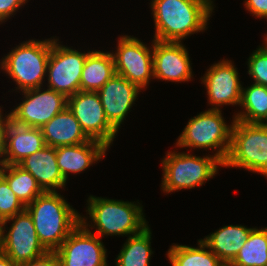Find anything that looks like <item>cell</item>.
Wrapping results in <instances>:
<instances>
[{
  "mask_svg": "<svg viewBox=\"0 0 267 266\" xmlns=\"http://www.w3.org/2000/svg\"><path fill=\"white\" fill-rule=\"evenodd\" d=\"M155 40L181 42L205 31L214 4L197 0H152Z\"/></svg>",
  "mask_w": 267,
  "mask_h": 266,
  "instance_id": "1",
  "label": "cell"
},
{
  "mask_svg": "<svg viewBox=\"0 0 267 266\" xmlns=\"http://www.w3.org/2000/svg\"><path fill=\"white\" fill-rule=\"evenodd\" d=\"M25 209L47 251H56L81 223V215L58 192H44Z\"/></svg>",
  "mask_w": 267,
  "mask_h": 266,
  "instance_id": "2",
  "label": "cell"
},
{
  "mask_svg": "<svg viewBox=\"0 0 267 266\" xmlns=\"http://www.w3.org/2000/svg\"><path fill=\"white\" fill-rule=\"evenodd\" d=\"M87 218L81 216V224L91 233L99 236H133L148 227L143 207L139 202L107 199L90 195L87 200ZM94 224H93V223ZM91 226V227H90ZM97 229L96 233L89 228Z\"/></svg>",
  "mask_w": 267,
  "mask_h": 266,
  "instance_id": "3",
  "label": "cell"
},
{
  "mask_svg": "<svg viewBox=\"0 0 267 266\" xmlns=\"http://www.w3.org/2000/svg\"><path fill=\"white\" fill-rule=\"evenodd\" d=\"M52 44V38L31 39L20 43L2 57L0 68L16 82L15 90L43 88Z\"/></svg>",
  "mask_w": 267,
  "mask_h": 266,
  "instance_id": "4",
  "label": "cell"
},
{
  "mask_svg": "<svg viewBox=\"0 0 267 266\" xmlns=\"http://www.w3.org/2000/svg\"><path fill=\"white\" fill-rule=\"evenodd\" d=\"M162 160V191L171 193L202 186L217 174L223 163L214 155L204 157L190 153L170 151Z\"/></svg>",
  "mask_w": 267,
  "mask_h": 266,
  "instance_id": "5",
  "label": "cell"
},
{
  "mask_svg": "<svg viewBox=\"0 0 267 266\" xmlns=\"http://www.w3.org/2000/svg\"><path fill=\"white\" fill-rule=\"evenodd\" d=\"M221 109H208L188 121L175 144L179 148L207 149L215 151L214 156L225 162L231 145L234 117L228 125Z\"/></svg>",
  "mask_w": 267,
  "mask_h": 266,
  "instance_id": "6",
  "label": "cell"
},
{
  "mask_svg": "<svg viewBox=\"0 0 267 266\" xmlns=\"http://www.w3.org/2000/svg\"><path fill=\"white\" fill-rule=\"evenodd\" d=\"M267 160V124L234 120L231 145L224 167L256 173Z\"/></svg>",
  "mask_w": 267,
  "mask_h": 266,
  "instance_id": "7",
  "label": "cell"
},
{
  "mask_svg": "<svg viewBox=\"0 0 267 266\" xmlns=\"http://www.w3.org/2000/svg\"><path fill=\"white\" fill-rule=\"evenodd\" d=\"M9 221L13 223L8 230L5 226ZM0 251L18 264L47 252L38 239L33 220L26 209L1 223Z\"/></svg>",
  "mask_w": 267,
  "mask_h": 266,
  "instance_id": "8",
  "label": "cell"
},
{
  "mask_svg": "<svg viewBox=\"0 0 267 266\" xmlns=\"http://www.w3.org/2000/svg\"><path fill=\"white\" fill-rule=\"evenodd\" d=\"M53 36V44L47 64V82L49 89L55 90L67 98L80 91V79L88 52H79L60 45Z\"/></svg>",
  "mask_w": 267,
  "mask_h": 266,
  "instance_id": "9",
  "label": "cell"
},
{
  "mask_svg": "<svg viewBox=\"0 0 267 266\" xmlns=\"http://www.w3.org/2000/svg\"><path fill=\"white\" fill-rule=\"evenodd\" d=\"M152 48L136 37L119 36L117 48L113 52L115 72L128 79L141 90L146 89L153 76V41Z\"/></svg>",
  "mask_w": 267,
  "mask_h": 266,
  "instance_id": "10",
  "label": "cell"
},
{
  "mask_svg": "<svg viewBox=\"0 0 267 266\" xmlns=\"http://www.w3.org/2000/svg\"><path fill=\"white\" fill-rule=\"evenodd\" d=\"M24 99L10 111L13 123L41 128L68 105V98L55 90L41 87L22 91Z\"/></svg>",
  "mask_w": 267,
  "mask_h": 266,
  "instance_id": "11",
  "label": "cell"
},
{
  "mask_svg": "<svg viewBox=\"0 0 267 266\" xmlns=\"http://www.w3.org/2000/svg\"><path fill=\"white\" fill-rule=\"evenodd\" d=\"M67 106L90 139L100 141L110 148L118 131L107 120L97 92L78 91L68 97Z\"/></svg>",
  "mask_w": 267,
  "mask_h": 266,
  "instance_id": "12",
  "label": "cell"
},
{
  "mask_svg": "<svg viewBox=\"0 0 267 266\" xmlns=\"http://www.w3.org/2000/svg\"><path fill=\"white\" fill-rule=\"evenodd\" d=\"M55 252L60 266H108L102 239L81 223Z\"/></svg>",
  "mask_w": 267,
  "mask_h": 266,
  "instance_id": "13",
  "label": "cell"
},
{
  "mask_svg": "<svg viewBox=\"0 0 267 266\" xmlns=\"http://www.w3.org/2000/svg\"><path fill=\"white\" fill-rule=\"evenodd\" d=\"M238 74L235 65L227 59L207 69L201 83L206 87L208 103L212 106L209 109L219 110L222 105L240 106L243 86Z\"/></svg>",
  "mask_w": 267,
  "mask_h": 266,
  "instance_id": "14",
  "label": "cell"
},
{
  "mask_svg": "<svg viewBox=\"0 0 267 266\" xmlns=\"http://www.w3.org/2000/svg\"><path fill=\"white\" fill-rule=\"evenodd\" d=\"M182 42L153 39L154 79L181 83L192 78L190 57Z\"/></svg>",
  "mask_w": 267,
  "mask_h": 266,
  "instance_id": "15",
  "label": "cell"
},
{
  "mask_svg": "<svg viewBox=\"0 0 267 266\" xmlns=\"http://www.w3.org/2000/svg\"><path fill=\"white\" fill-rule=\"evenodd\" d=\"M139 92L138 86L116 73L97 91L106 118L117 131L138 99Z\"/></svg>",
  "mask_w": 267,
  "mask_h": 266,
  "instance_id": "16",
  "label": "cell"
},
{
  "mask_svg": "<svg viewBox=\"0 0 267 266\" xmlns=\"http://www.w3.org/2000/svg\"><path fill=\"white\" fill-rule=\"evenodd\" d=\"M46 146L41 128L24 127L8 121L5 129L2 164H18Z\"/></svg>",
  "mask_w": 267,
  "mask_h": 266,
  "instance_id": "17",
  "label": "cell"
},
{
  "mask_svg": "<svg viewBox=\"0 0 267 266\" xmlns=\"http://www.w3.org/2000/svg\"><path fill=\"white\" fill-rule=\"evenodd\" d=\"M107 147L104 143L91 139L77 145L56 147V158L59 170L67 181L71 173L78 174L85 171L93 163L105 157Z\"/></svg>",
  "mask_w": 267,
  "mask_h": 266,
  "instance_id": "18",
  "label": "cell"
},
{
  "mask_svg": "<svg viewBox=\"0 0 267 266\" xmlns=\"http://www.w3.org/2000/svg\"><path fill=\"white\" fill-rule=\"evenodd\" d=\"M32 174L44 192H57L66 186L56 158V148L44 146L39 151L25 157L18 163ZM57 189V190H56Z\"/></svg>",
  "mask_w": 267,
  "mask_h": 266,
  "instance_id": "19",
  "label": "cell"
},
{
  "mask_svg": "<svg viewBox=\"0 0 267 266\" xmlns=\"http://www.w3.org/2000/svg\"><path fill=\"white\" fill-rule=\"evenodd\" d=\"M41 130L45 144L55 148L82 144L91 140L68 106L42 126Z\"/></svg>",
  "mask_w": 267,
  "mask_h": 266,
  "instance_id": "20",
  "label": "cell"
},
{
  "mask_svg": "<svg viewBox=\"0 0 267 266\" xmlns=\"http://www.w3.org/2000/svg\"><path fill=\"white\" fill-rule=\"evenodd\" d=\"M253 229L244 225H226L201 240L225 265H229Z\"/></svg>",
  "mask_w": 267,
  "mask_h": 266,
  "instance_id": "21",
  "label": "cell"
},
{
  "mask_svg": "<svg viewBox=\"0 0 267 266\" xmlns=\"http://www.w3.org/2000/svg\"><path fill=\"white\" fill-rule=\"evenodd\" d=\"M115 73L112 52H88L81 74L80 91L97 92Z\"/></svg>",
  "mask_w": 267,
  "mask_h": 266,
  "instance_id": "22",
  "label": "cell"
},
{
  "mask_svg": "<svg viewBox=\"0 0 267 266\" xmlns=\"http://www.w3.org/2000/svg\"><path fill=\"white\" fill-rule=\"evenodd\" d=\"M0 175L25 207L44 193L34 176L18 164H2Z\"/></svg>",
  "mask_w": 267,
  "mask_h": 266,
  "instance_id": "23",
  "label": "cell"
},
{
  "mask_svg": "<svg viewBox=\"0 0 267 266\" xmlns=\"http://www.w3.org/2000/svg\"><path fill=\"white\" fill-rule=\"evenodd\" d=\"M151 236L149 226L142 232L129 236L115 259V266H150L153 254Z\"/></svg>",
  "mask_w": 267,
  "mask_h": 266,
  "instance_id": "24",
  "label": "cell"
},
{
  "mask_svg": "<svg viewBox=\"0 0 267 266\" xmlns=\"http://www.w3.org/2000/svg\"><path fill=\"white\" fill-rule=\"evenodd\" d=\"M239 111L234 115V120L246 123H267V87L252 84L247 88H242ZM245 110V111H244Z\"/></svg>",
  "mask_w": 267,
  "mask_h": 266,
  "instance_id": "25",
  "label": "cell"
},
{
  "mask_svg": "<svg viewBox=\"0 0 267 266\" xmlns=\"http://www.w3.org/2000/svg\"><path fill=\"white\" fill-rule=\"evenodd\" d=\"M198 247L174 244L167 252L172 266H225V264L202 242Z\"/></svg>",
  "mask_w": 267,
  "mask_h": 266,
  "instance_id": "26",
  "label": "cell"
},
{
  "mask_svg": "<svg viewBox=\"0 0 267 266\" xmlns=\"http://www.w3.org/2000/svg\"><path fill=\"white\" fill-rule=\"evenodd\" d=\"M229 266H267V227L251 231Z\"/></svg>",
  "mask_w": 267,
  "mask_h": 266,
  "instance_id": "27",
  "label": "cell"
},
{
  "mask_svg": "<svg viewBox=\"0 0 267 266\" xmlns=\"http://www.w3.org/2000/svg\"><path fill=\"white\" fill-rule=\"evenodd\" d=\"M25 209L23 203L16 197L7 181L0 175V225L1 223Z\"/></svg>",
  "mask_w": 267,
  "mask_h": 266,
  "instance_id": "28",
  "label": "cell"
},
{
  "mask_svg": "<svg viewBox=\"0 0 267 266\" xmlns=\"http://www.w3.org/2000/svg\"><path fill=\"white\" fill-rule=\"evenodd\" d=\"M248 74L254 84L267 87V44L264 43L254 50L248 59Z\"/></svg>",
  "mask_w": 267,
  "mask_h": 266,
  "instance_id": "29",
  "label": "cell"
},
{
  "mask_svg": "<svg viewBox=\"0 0 267 266\" xmlns=\"http://www.w3.org/2000/svg\"><path fill=\"white\" fill-rule=\"evenodd\" d=\"M28 0H0V24L10 19Z\"/></svg>",
  "mask_w": 267,
  "mask_h": 266,
  "instance_id": "30",
  "label": "cell"
},
{
  "mask_svg": "<svg viewBox=\"0 0 267 266\" xmlns=\"http://www.w3.org/2000/svg\"><path fill=\"white\" fill-rule=\"evenodd\" d=\"M18 266H60V263L55 251H47L38 258L19 263Z\"/></svg>",
  "mask_w": 267,
  "mask_h": 266,
  "instance_id": "31",
  "label": "cell"
},
{
  "mask_svg": "<svg viewBox=\"0 0 267 266\" xmlns=\"http://www.w3.org/2000/svg\"><path fill=\"white\" fill-rule=\"evenodd\" d=\"M244 6L253 16L267 19V0H246Z\"/></svg>",
  "mask_w": 267,
  "mask_h": 266,
  "instance_id": "32",
  "label": "cell"
},
{
  "mask_svg": "<svg viewBox=\"0 0 267 266\" xmlns=\"http://www.w3.org/2000/svg\"><path fill=\"white\" fill-rule=\"evenodd\" d=\"M1 106H0V163H2V159L3 158V151H4V140H5V129L6 126L8 124L9 119V114L5 115V117H3L4 115H2V111H1Z\"/></svg>",
  "mask_w": 267,
  "mask_h": 266,
  "instance_id": "33",
  "label": "cell"
},
{
  "mask_svg": "<svg viewBox=\"0 0 267 266\" xmlns=\"http://www.w3.org/2000/svg\"><path fill=\"white\" fill-rule=\"evenodd\" d=\"M19 264L0 251V266H18Z\"/></svg>",
  "mask_w": 267,
  "mask_h": 266,
  "instance_id": "34",
  "label": "cell"
},
{
  "mask_svg": "<svg viewBox=\"0 0 267 266\" xmlns=\"http://www.w3.org/2000/svg\"><path fill=\"white\" fill-rule=\"evenodd\" d=\"M257 173L265 176L267 178V160L265 164L257 171Z\"/></svg>",
  "mask_w": 267,
  "mask_h": 266,
  "instance_id": "35",
  "label": "cell"
},
{
  "mask_svg": "<svg viewBox=\"0 0 267 266\" xmlns=\"http://www.w3.org/2000/svg\"><path fill=\"white\" fill-rule=\"evenodd\" d=\"M197 1H201V2H203V3H213L212 0H197Z\"/></svg>",
  "mask_w": 267,
  "mask_h": 266,
  "instance_id": "36",
  "label": "cell"
},
{
  "mask_svg": "<svg viewBox=\"0 0 267 266\" xmlns=\"http://www.w3.org/2000/svg\"><path fill=\"white\" fill-rule=\"evenodd\" d=\"M266 37H264V42L267 44V34H265Z\"/></svg>",
  "mask_w": 267,
  "mask_h": 266,
  "instance_id": "37",
  "label": "cell"
}]
</instances>
